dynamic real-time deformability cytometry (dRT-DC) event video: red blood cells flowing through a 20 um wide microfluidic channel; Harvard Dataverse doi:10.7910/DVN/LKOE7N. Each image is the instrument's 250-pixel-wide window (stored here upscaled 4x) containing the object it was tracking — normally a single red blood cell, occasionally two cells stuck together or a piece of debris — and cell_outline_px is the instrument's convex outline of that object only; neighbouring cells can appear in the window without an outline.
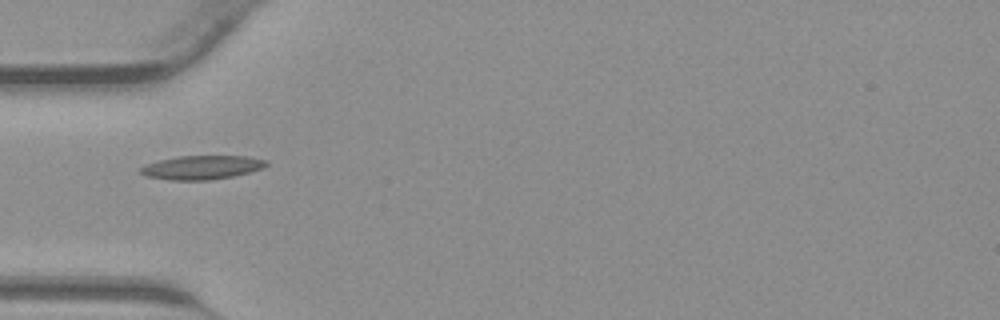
{"species": "common noctule bat (a hibernating species)", "species_latin": "Nyctalus noctula", "temperature_condition": "warm", "stored_images_in_passage": 20, "camera_frame_rate_fps": 3000, "um_per_image_px": 0.085, "animal": {"sex": "male", "body_mass_g": 23.1, "forearm_length_mm": 52.7}, "frame": {"image": 1, "passage_image": 1, "time_ms": 0.0, "image_size_px": [1000, 320], "cell_outline_px": [[268, 164], [260, 168], [248, 172], [232, 176], [212, 180], [168, 180], [144, 176], [140, 172], [140, 168], [144, 164], [160, 160], [180, 156], [248, 156], [268, 160]], "centroid_in_image_um": [17.11, 14.23], "position_along_channel_um": 67.9, "area_um2": 17.46}}
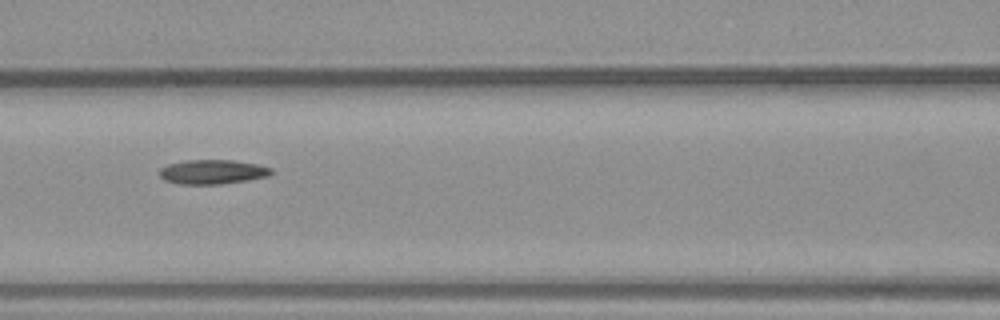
{"frame": {"image": 2, "passage_image": 6, "time_ms": 1.667, "image_size_px": [1000, 320], "cell_outline_px": [[272, 172], [268, 176], [220, 184], [180, 184], [164, 180], [160, 176], [160, 168], [168, 164], [184, 160], [232, 160], [256, 164], [272, 168]], "centroid_in_image_um": [18.02, 14.6], "position_along_channel_um": 148.6, "area_um2": 15.72}}
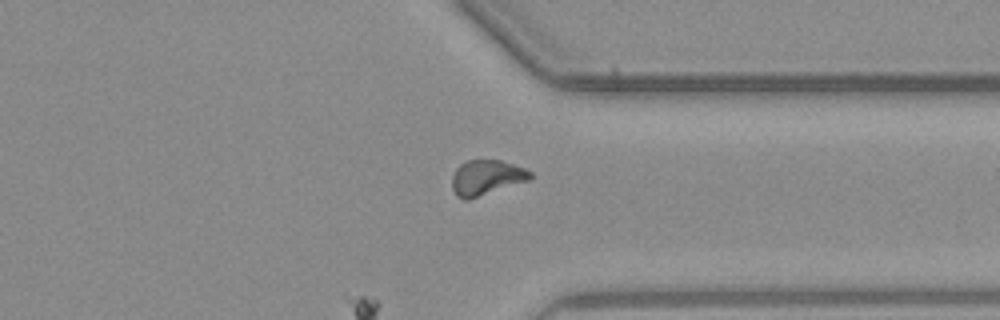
{"frame": {"image": 3, "passage_image": 20, "time_ms": 6.333, "image_size_px": [1000, 320], "cell_outline_px": [[532, 180], [468, 200], [464, 200], [456, 196], [452, 188], [452, 176], [456, 168], [460, 164], [468, 160], [500, 160], [524, 168], [532, 172]], "centroid_in_image_um": [41.36, 15.11], "position_along_channel_um": 370.0, "area_um2": 16.24}}